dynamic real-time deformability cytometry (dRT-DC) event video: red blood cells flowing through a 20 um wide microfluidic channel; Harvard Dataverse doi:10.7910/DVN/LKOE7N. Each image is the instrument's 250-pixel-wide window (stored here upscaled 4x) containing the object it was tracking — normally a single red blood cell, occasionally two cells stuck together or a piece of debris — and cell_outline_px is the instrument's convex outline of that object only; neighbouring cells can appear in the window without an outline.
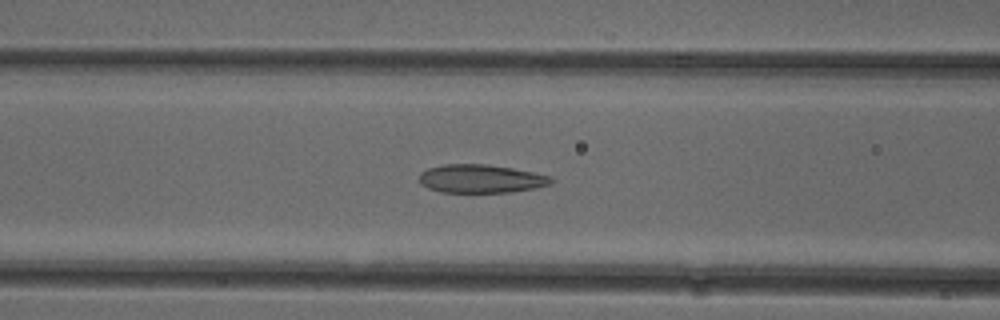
{"species": "common noctule bat (a hibernating species)", "species_latin": "Nyctalus noctula", "temperature_condition": "cold", "stored_images_in_passage": 52, "camera_frame_rate_fps": 3000, "um_per_image_px": 0.085, "animal": {"sex": "female"}, "frame": {"image": 1, "passage_image": 21, "time_ms": 6.667, "image_size_px": [1000, 320], "cell_outline_px": [[556, 180], [552, 184], [536, 188], [508, 192], [440, 192], [428, 188], [420, 184], [420, 172], [428, 168], [444, 164], [488, 164], [512, 168], [552, 176]], "centroid_in_image_um": [40.9, 15.19], "position_along_channel_um": 125.7, "area_um2": 21.96}}
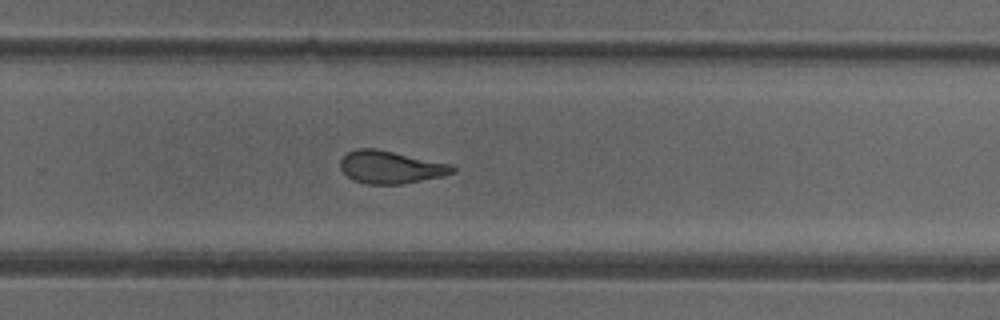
{"frame": {"image": 2, "passage_image": 34, "time_ms": 11.0, "image_size_px": [1000, 320], "cell_outline_px": [[456, 172], [444, 176], [400, 184], [368, 184], [352, 180], [340, 168], [340, 160], [348, 152], [356, 148], [376, 148], [452, 164], [456, 168]], "centroid_in_image_um": [33.22, 14.2], "position_along_channel_um": 296.6, "area_um2": 21.44}}
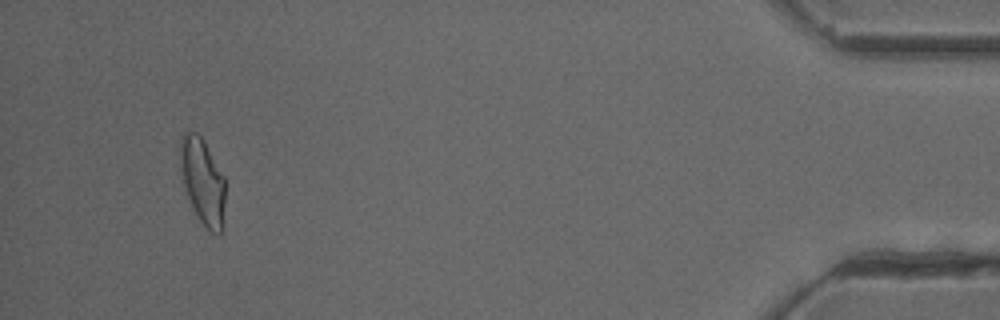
{"frame": {"image": 3, "passage_image": 49, "time_ms": 16.0, "image_size_px": [1000, 320], "cell_outline_px": [[224, 204], [220, 232], [212, 232], [200, 220], [184, 188], [180, 164], [180, 136], [184, 132], [196, 132], [204, 140], [224, 176]], "centroid_in_image_um": [17.2, 15.31], "position_along_channel_um": 418.0, "area_um2": 21.96}, "authors_computed_cell_mechanics": {"area_um2": 22.8599, "velocity_mm_per_s": 3.9538, "shape_relaxation_time_tau1_ms": null, "shape_relaxation_time_tau2_ms": 1.8407, "deformation_change_tau1": null, "deformation_change_tau2": 0.1067}}